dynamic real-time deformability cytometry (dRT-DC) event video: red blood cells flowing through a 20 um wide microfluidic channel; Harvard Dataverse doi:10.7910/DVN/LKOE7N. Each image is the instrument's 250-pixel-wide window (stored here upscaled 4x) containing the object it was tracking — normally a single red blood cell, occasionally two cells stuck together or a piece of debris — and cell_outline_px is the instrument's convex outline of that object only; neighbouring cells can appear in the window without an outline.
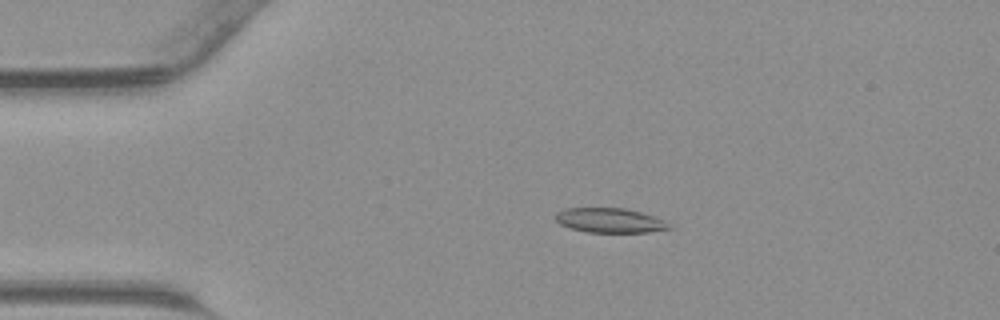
{"species": "common noctule bat (a hibernating species)", "species_latin": "Nyctalus noctula", "temperature_condition": "warm", "stored_images_in_passage": 44, "camera_frame_rate_fps": 3000, "um_per_image_px": 0.085, "animal": {"sex": "male", "body_mass_g": 23.1, "forearm_length_mm": 52.7}, "frame": {"image": 1, "passage_image": 9, "time_ms": 2.667, "image_size_px": [1000, 320], "cell_outline_px": [[672, 228], [648, 232], [588, 232], [572, 228], [560, 224], [556, 220], [556, 212], [564, 208], [624, 208], [640, 212], [664, 220]], "centroid_in_image_um": [51.81, 18.73], "position_along_channel_um": 33.2, "area_um2": 16.07}}
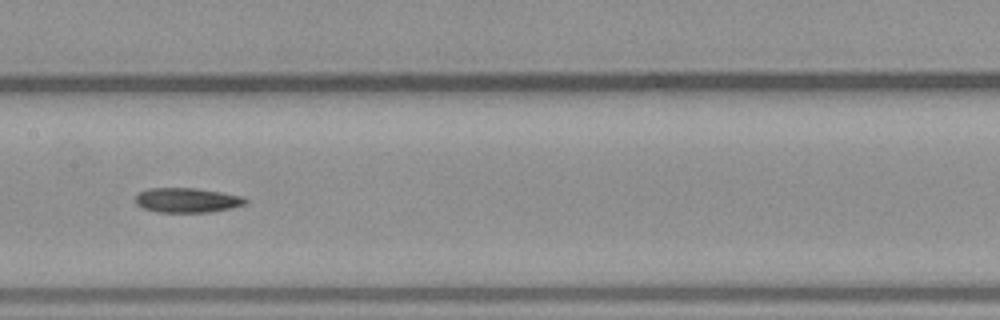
{"frame": {"image": 2, "passage_image": 22, "time_ms": 7.0, "image_size_px": [1000, 320], "cell_outline_px": [[248, 200], [244, 204], [232, 208], [208, 212], [156, 212], [144, 208], [136, 204], [136, 196], [140, 192], [148, 188], [196, 188], [244, 196]], "centroid_in_image_um": [15.91, 17.01], "position_along_channel_um": 191.5, "area_um2": 15.78}}
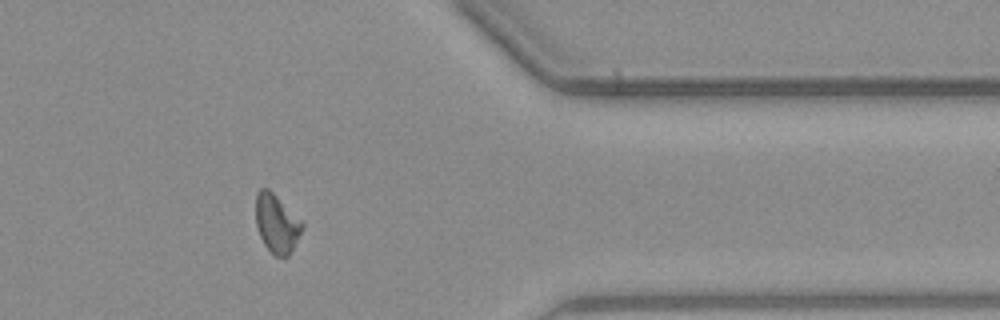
{"frame": {"image": 3, "passage_image": 36, "time_ms": 11.667, "image_size_px": [1000, 320], "cell_outline_px": [[304, 228], [288, 256], [276, 256], [264, 244], [260, 236], [256, 224], [256, 192], [260, 188], [268, 188], [304, 220]], "centroid_in_image_um": [23.55, 18.95], "position_along_channel_um": 387.9, "area_um2": 16.01}}